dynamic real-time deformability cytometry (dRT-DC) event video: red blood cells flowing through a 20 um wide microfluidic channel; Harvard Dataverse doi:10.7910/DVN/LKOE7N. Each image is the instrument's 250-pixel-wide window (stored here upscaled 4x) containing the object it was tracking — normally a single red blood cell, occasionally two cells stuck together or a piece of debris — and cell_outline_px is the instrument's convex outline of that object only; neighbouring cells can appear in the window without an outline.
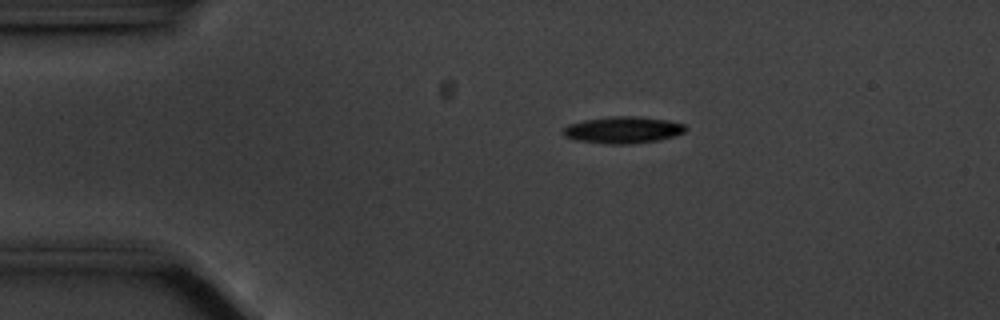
{"species": "common noctule bat (a hibernating species)", "species_latin": "Nyctalus noctula", "temperature_condition": "cold", "stored_images_in_passage": 55, "camera_frame_rate_fps": 3000, "um_per_image_px": 0.085, "animal": {"sex": "male", "body_mass_g": 20.1, "forearm_length_mm": 53.5}, "frame": {"image": 1, "passage_image": 10, "time_ms": 3.0, "image_size_px": [1000, 320], "cell_outline_px": [[688, 128], [684, 132], [660, 140], [632, 144], [608, 144], [572, 140], [564, 136], [560, 132], [568, 124], [584, 120], [608, 116], [640, 116], [668, 120], [684, 124]], "centroid_in_image_um": [52.91, 11.04], "position_along_channel_um": 32.1, "area_um2": 19.42}}
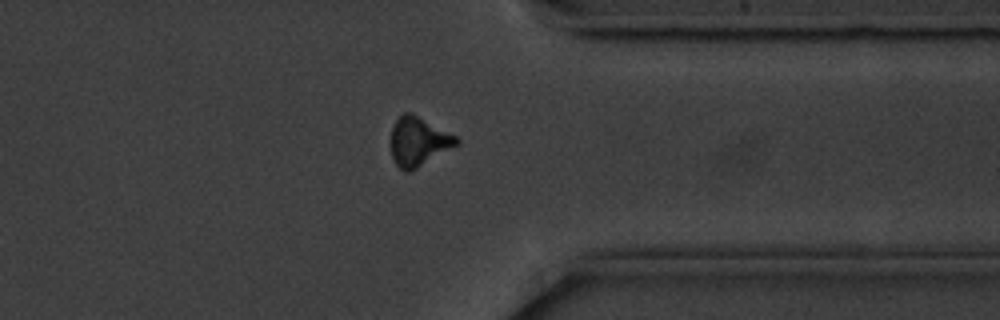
{"frame": {"image": 2, "passage_image": 43, "time_ms": 14.0, "image_size_px": [1000, 320], "cell_outline_px": [[460, 144], [416, 168], [408, 172], [404, 172], [392, 160], [392, 128], [396, 120], [404, 112], [412, 112], [456, 136], [460, 140]], "centroid_in_image_um": [35.58, 12.02], "position_along_channel_um": 375.8, "area_um2": 18.61}}
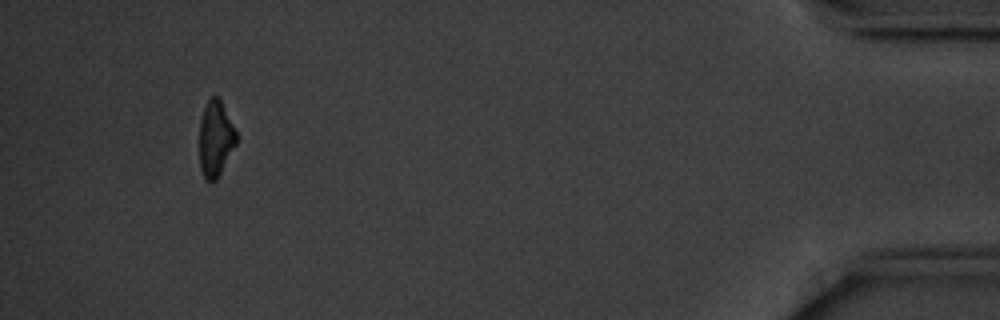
{"frame": {"image": 3, "passage_image": 52, "time_ms": 17.0, "image_size_px": [1000, 320], "cell_outline_px": [[236, 144], [216, 180], [204, 180], [200, 168], [200, 120], [204, 108], [208, 100], [212, 96], [216, 96], [220, 100], [236, 132]], "centroid_in_image_um": [18.3, 11.81], "position_along_channel_um": 416.9, "area_um2": 15.9}, "authors_computed_cell_mechanics": {"area_um2": 18.3804, "velocity_mm_per_s": 3.5534, "shape_relaxation_time_tau1_ms": 3.8152, "shape_relaxation_time_tau2_ms": null, "deformation_change_tau1": 0.1286, "deformation_change_tau2": null}}